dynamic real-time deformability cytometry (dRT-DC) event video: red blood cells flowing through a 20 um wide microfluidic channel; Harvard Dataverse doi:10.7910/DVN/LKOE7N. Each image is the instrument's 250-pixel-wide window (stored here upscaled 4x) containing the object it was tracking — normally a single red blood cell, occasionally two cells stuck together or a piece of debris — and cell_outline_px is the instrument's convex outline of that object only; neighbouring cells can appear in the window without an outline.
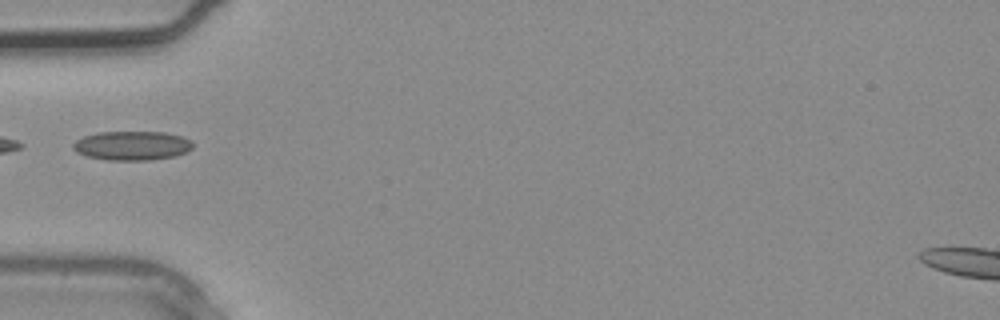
{"species": "common noctule bat (a hibernating species)", "species_latin": "Nyctalus noctula", "temperature_condition": "warm", "stored_images_in_passage": 2, "camera_frame_rate_fps": 3000, "um_per_image_px": 0.085, "animal": {"sex": "male", "body_mass_g": 20.4}, "frame": {"image": 1, "passage_image": 2, "time_ms": 0.333, "image_size_px": [1000, 320], "cell_outline_px": [[192, 148], [184, 152], [172, 156], [148, 160], [108, 160], [88, 156], [76, 152], [72, 148], [72, 144], [76, 140], [84, 136], [100, 132], [164, 132], [180, 136], [192, 140]], "centroid_in_image_um": [11.19, 12.37], "position_along_channel_um": 73.8, "area_um2": 20.11}}